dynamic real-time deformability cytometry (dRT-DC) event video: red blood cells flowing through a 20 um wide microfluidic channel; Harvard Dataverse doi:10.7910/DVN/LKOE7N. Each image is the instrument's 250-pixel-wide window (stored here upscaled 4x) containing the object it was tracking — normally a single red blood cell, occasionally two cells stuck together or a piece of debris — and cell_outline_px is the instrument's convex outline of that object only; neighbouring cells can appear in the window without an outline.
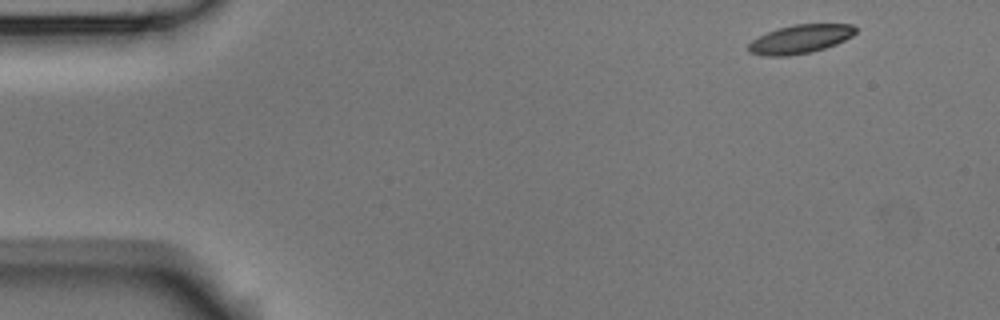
{"species": "Egyptian fruit bat (a non-hibernating species)", "species_latin": "Rousettus aegyptiacus", "temperature_condition": "room temperature", "stored_images_in_passage": 3, "camera_frame_rate_fps": 3000, "um_per_image_px": 0.085, "animal": {"sex": "male"}, "frame": {"image": 1, "passage_image": 1, "time_ms": 0.0, "image_size_px": [1000, 320], "cell_outline_px": [[856, 32], [852, 36], [836, 44], [812, 52], [788, 56], [764, 56], [748, 52], [748, 44], [752, 40], [776, 28], [792, 24], [852, 24], [856, 28]], "centroid_in_image_um": [68.0, 3.32], "position_along_channel_um": 17.0, "area_um2": 17.98}}